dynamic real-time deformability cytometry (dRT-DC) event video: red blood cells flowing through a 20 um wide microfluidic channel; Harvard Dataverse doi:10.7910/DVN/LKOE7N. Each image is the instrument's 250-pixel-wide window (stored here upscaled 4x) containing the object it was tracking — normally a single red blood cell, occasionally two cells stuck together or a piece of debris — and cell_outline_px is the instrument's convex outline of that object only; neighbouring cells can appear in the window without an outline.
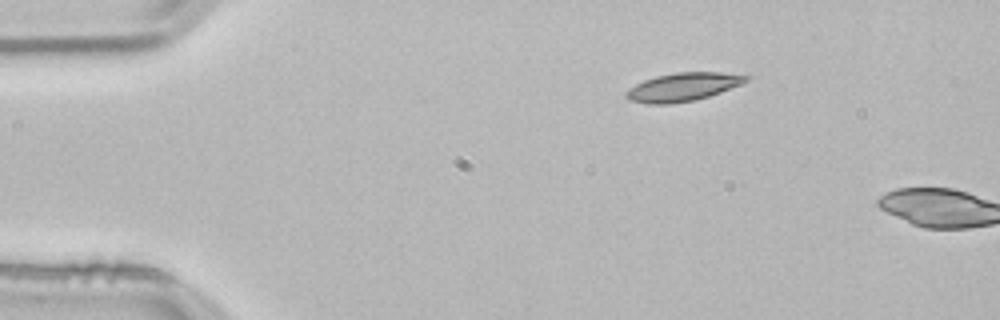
{"species": "common noctule bat (a hibernating species)", "species_latin": "Nyctalus noctula", "temperature_condition": "room temperature", "stored_images_in_passage": 15, "segment_of_instrument_passage": [2, 2], "camera_frame_rate_fps": 3000, "um_per_image_px": 0.085, "animal": {"sex": "male", "body_mass_g": 21.5, "forearm_length_mm": 52.0}, "frame": {"image": 1, "passage_image": 15, "time_ms": 4.667, "image_size_px": [1000, 320], "cell_outline_px": [[752, 76], [748, 80], [740, 84], [720, 92], [696, 100], [668, 104], [648, 104], [628, 100], [624, 96], [624, 92], [628, 88], [644, 80], [656, 76], [676, 72], [720, 72]], "centroid_in_image_um": [58.0, 7.39], "position_along_channel_um": 27.0, "area_um2": 19.83}}